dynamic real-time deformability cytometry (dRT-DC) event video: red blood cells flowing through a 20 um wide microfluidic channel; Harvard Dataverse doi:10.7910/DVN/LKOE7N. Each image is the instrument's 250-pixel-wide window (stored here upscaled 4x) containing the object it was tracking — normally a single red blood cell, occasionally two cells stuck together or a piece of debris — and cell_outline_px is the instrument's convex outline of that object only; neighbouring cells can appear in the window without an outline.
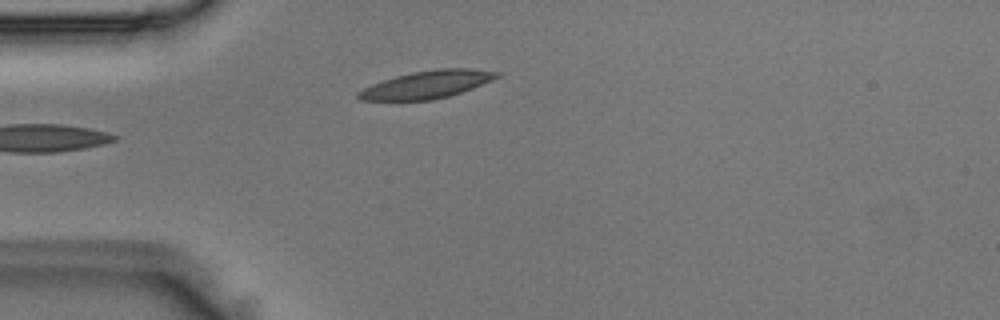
{"species": "Egyptian fruit bat (a non-hibernating species)", "species_latin": "Rousettus aegyptiacus", "temperature_condition": "room temperature", "stored_images_in_passage": 3, "camera_frame_rate_fps": 3000, "um_per_image_px": 0.085, "animal": {"sex": "male"}, "frame": {"image": 1, "passage_image": 3, "time_ms": 0.667, "image_size_px": [1000, 320], "cell_outline_px": [[504, 72], [500, 76], [492, 80], [472, 88], [448, 96], [432, 100], [360, 100], [356, 96], [356, 92], [372, 84], [396, 76], [412, 72], [440, 68], [472, 68]], "centroid_in_image_um": [36.33, 7.17], "position_along_channel_um": 48.7, "area_um2": 22.25}}